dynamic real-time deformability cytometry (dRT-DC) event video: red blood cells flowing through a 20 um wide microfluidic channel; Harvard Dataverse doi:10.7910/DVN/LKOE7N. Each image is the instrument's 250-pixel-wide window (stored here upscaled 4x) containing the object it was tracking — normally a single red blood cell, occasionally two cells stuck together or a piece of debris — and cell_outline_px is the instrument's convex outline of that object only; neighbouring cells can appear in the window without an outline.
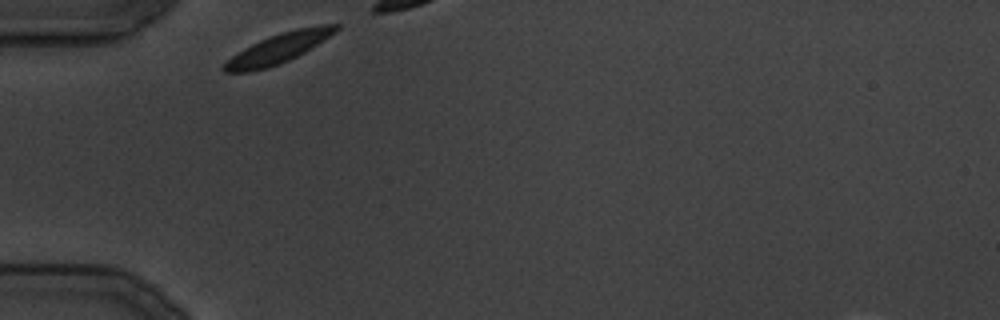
{"species": "common noctule bat (a hibernating species)", "species_latin": "Nyctalus noctula", "temperature_condition": "cold", "stored_images_in_passage": 5, "camera_frame_rate_fps": 3000, "um_per_image_px": 0.085, "animal": {"sex": "male", "body_mass_g": 19.5, "forearm_length_mm": 54.6}, "frame": {"image": 1, "passage_image": 1, "time_ms": 0.0, "image_size_px": [1000, 320], "cell_outline_px": [[340, 28], [336, 32], [304, 52], [280, 64], [268, 68], [248, 72], [224, 72], [220, 68], [232, 56], [244, 48], [260, 40], [296, 28], [320, 24], [340, 24]], "centroid_in_image_um": [23.68, 4.11], "position_along_channel_um": 61.3, "area_um2": 19.19}}